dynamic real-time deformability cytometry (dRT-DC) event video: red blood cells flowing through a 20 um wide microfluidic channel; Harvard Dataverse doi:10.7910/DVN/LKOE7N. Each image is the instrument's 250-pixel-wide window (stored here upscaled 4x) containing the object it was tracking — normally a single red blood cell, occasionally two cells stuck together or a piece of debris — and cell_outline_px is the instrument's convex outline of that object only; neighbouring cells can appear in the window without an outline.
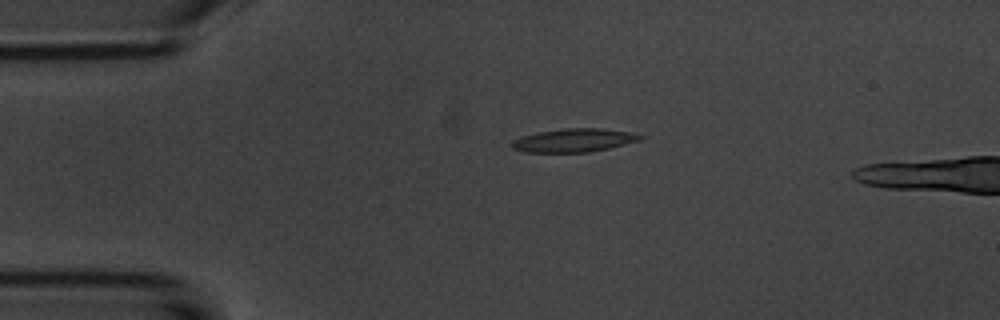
{"species": "common noctule bat (a hibernating species)", "species_latin": "Nyctalus noctula", "temperature_condition": "room temperature", "stored_images_in_passage": 5, "camera_frame_rate_fps": 3000, "um_per_image_px": 0.085, "animal": {"sex": "male", "body_mass_g": 20.1, "forearm_length_mm": 53.5}, "frame": {"image": 1, "passage_image": 4, "time_ms": 3.667, "image_size_px": [1000, 320], "cell_outline_px": [[644, 136], [640, 140], [608, 148], [588, 152], [524, 152], [512, 148], [512, 140], [536, 132], [564, 128], [600, 128], [632, 132]], "centroid_in_image_um": [48.78, 11.92], "position_along_channel_um": 36.2, "area_um2": 17.4}}